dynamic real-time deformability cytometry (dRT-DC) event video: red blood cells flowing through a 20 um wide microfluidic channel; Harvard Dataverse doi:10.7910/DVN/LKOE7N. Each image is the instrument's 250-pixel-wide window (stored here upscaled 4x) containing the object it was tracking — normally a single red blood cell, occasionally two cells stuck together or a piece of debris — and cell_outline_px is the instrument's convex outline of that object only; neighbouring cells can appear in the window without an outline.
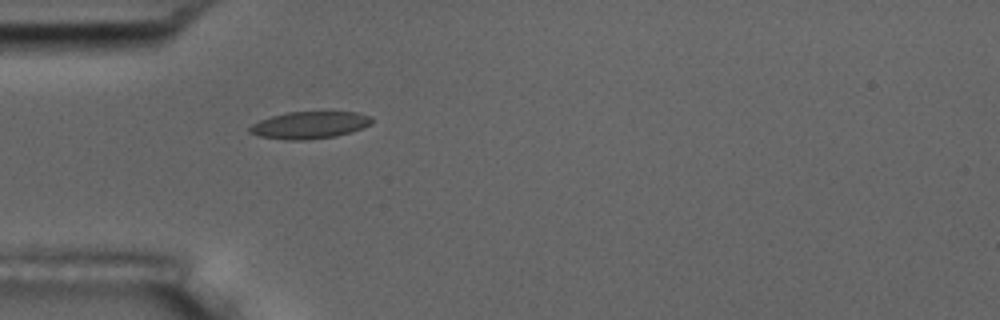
{"species": "common noctule bat (a hibernating species)", "species_latin": "Nyctalus noctula", "temperature_condition": "room temperature", "stored_images_in_passage": 2, "camera_frame_rate_fps": 3000, "um_per_image_px": 0.085, "animal": {"sex": "male", "body_mass_g": 17.5, "forearm_length_mm": 52.3}, "frame": {"image": 1, "passage_image": 2, "time_ms": 1.333, "image_size_px": [1000, 320], "cell_outline_px": [[372, 124], [352, 132], [336, 136], [304, 140], [284, 140], [260, 136], [248, 132], [248, 128], [252, 124], [260, 120], [272, 116], [288, 112], [356, 112], [372, 116]], "centroid_in_image_um": [26.32, 10.63], "position_along_channel_um": 58.7, "area_um2": 19.36}}